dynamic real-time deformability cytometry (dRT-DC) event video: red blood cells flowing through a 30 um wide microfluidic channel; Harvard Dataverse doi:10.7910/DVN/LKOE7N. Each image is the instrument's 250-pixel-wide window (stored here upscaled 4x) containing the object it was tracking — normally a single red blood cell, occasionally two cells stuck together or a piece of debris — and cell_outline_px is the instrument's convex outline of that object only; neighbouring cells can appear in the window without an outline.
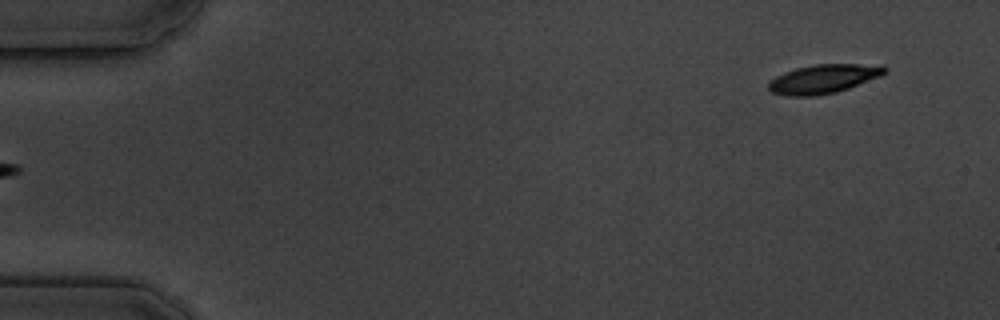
{"species": "common noctule bat (a hibernating species)", "species_latin": "Nyctalus noctula", "temperature_condition": "cold", "stored_images_in_passage": 6, "camera_frame_rate_fps": 3000, "um_per_image_px": 0.085, "animal": {"sex": "male", "body_mass_g": 19.5, "forearm_length_mm": 54.6}, "frame": {"image": 1, "passage_image": 6, "time_ms": 6.0, "image_size_px": [1000, 320], "cell_outline_px": [[888, 72], [880, 76], [848, 88], [836, 92], [812, 96], [788, 96], [772, 92], [768, 88], [768, 84], [776, 76], [784, 72], [796, 68], [816, 64], [884, 64], [888, 68]], "centroid_in_image_um": [70.05, 6.69], "position_along_channel_um": 15.0, "area_um2": 19.59}}